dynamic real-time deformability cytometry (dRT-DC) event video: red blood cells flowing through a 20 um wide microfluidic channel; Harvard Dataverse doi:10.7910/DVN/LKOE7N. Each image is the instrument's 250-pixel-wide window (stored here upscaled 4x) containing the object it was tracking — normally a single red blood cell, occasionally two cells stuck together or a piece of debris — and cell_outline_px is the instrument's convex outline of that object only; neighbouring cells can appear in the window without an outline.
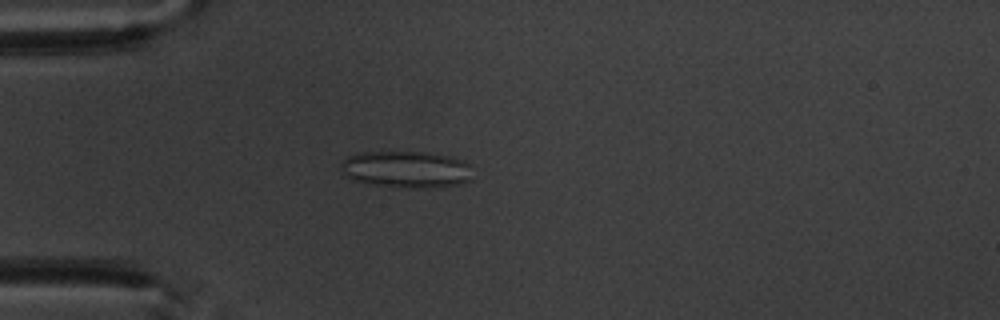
{"species": "common noctule bat (a hibernating species)", "species_latin": "Nyctalus noctula", "temperature_condition": "warm", "stored_images_in_passage": 2, "camera_frame_rate_fps": 3000, "um_per_image_px": 0.085, "animal": {"sex": "male", "body_mass_g": 20.1, "forearm_length_mm": 53.5}, "frame": {"image": 1, "passage_image": 2, "time_ms": 1.0, "image_size_px": [1000, 320], "cell_outline_px": [[472, 180], [460, 184], [432, 188], [404, 188], [376, 184], [352, 180], [344, 172], [340, 164], [348, 156], [360, 152], [424, 152], [448, 156], [464, 160], [468, 164]], "centroid_in_image_um": [34.56, 14.4], "position_along_channel_um": 50.4, "area_um2": 28.15}}